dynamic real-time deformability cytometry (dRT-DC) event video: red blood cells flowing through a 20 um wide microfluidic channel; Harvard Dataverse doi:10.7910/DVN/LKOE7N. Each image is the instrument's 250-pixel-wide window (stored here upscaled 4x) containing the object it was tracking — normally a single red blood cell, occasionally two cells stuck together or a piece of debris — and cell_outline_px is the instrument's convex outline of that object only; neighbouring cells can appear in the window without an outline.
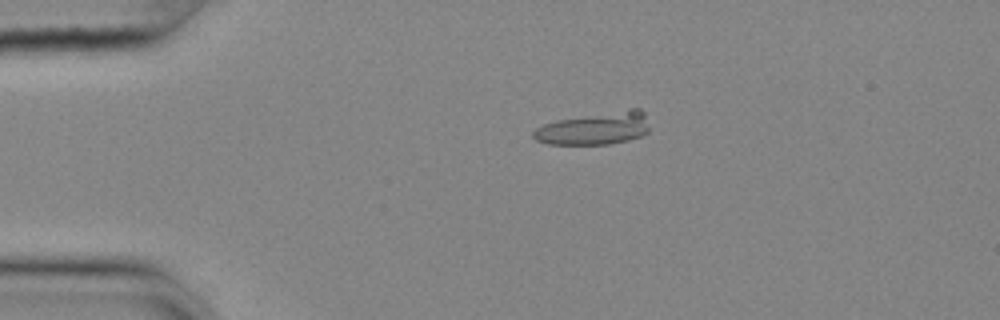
{"species": "common noctule bat (a hibernating species)", "species_latin": "Nyctalus noctula", "temperature_condition": "cold", "stored_images_in_passage": 19, "camera_frame_rate_fps": 3000, "um_per_image_px": 0.085, "animal": {"sex": "female", "body_mass_g": 25.1}, "frame": {"image": 1, "passage_image": 12, "time_ms": 3.667, "image_size_px": [1000, 320], "cell_outline_px": [[648, 132], [640, 136], [628, 140], [608, 144], [548, 144], [536, 140], [532, 136], [532, 132], [536, 128], [544, 124], [556, 120], [628, 108], [640, 108], [644, 112], [648, 128]], "centroid_in_image_um": [50.54, 10.9], "position_along_channel_um": 34.5, "area_um2": 22.02}}
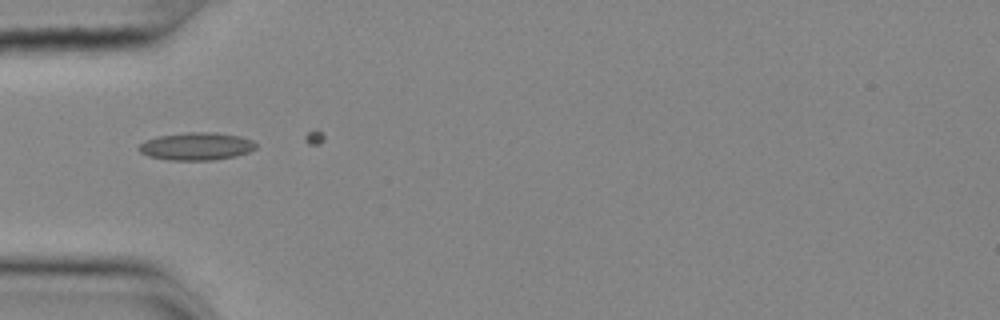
{"frame": {"image": 2, "passage_image": 18, "time_ms": 5.667, "image_size_px": [1000, 320], "cell_outline_px": [[256, 148], [248, 152], [236, 156], [212, 160], [168, 160], [148, 156], [140, 152], [136, 148], [144, 140], [156, 136], [184, 132], [216, 132], [240, 136], [252, 140], [256, 144]], "centroid_in_image_um": [16.66, 12.43], "position_along_channel_um": 68.3, "area_um2": 19.13}}